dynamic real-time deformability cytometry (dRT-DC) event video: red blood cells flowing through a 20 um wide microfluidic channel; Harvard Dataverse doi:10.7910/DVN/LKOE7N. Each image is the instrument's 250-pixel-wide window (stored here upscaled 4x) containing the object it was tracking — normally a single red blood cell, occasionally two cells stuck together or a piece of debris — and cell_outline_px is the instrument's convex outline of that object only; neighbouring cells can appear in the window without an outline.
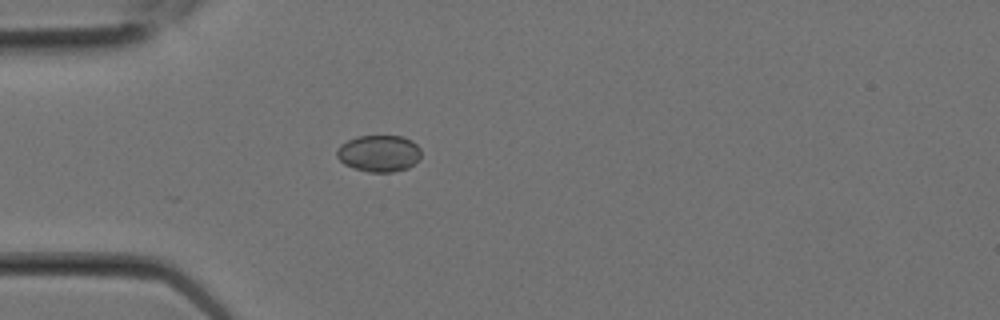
{"species": "Egyptian fruit bat (a non-hibernating species)", "species_latin": "Rousettus aegyptiacus", "temperature_condition": "room temperature", "stored_images_in_passage": 1, "camera_frame_rate_fps": 3000, "um_per_image_px": 0.085, "animal": {"sex": "female"}, "frame": {"image": 1, "passage_image": 1, "time_ms": 0.0, "image_size_px": [1000, 320], "cell_outline_px": [[420, 156], [408, 168], [392, 172], [368, 172], [344, 164], [336, 156], [336, 152], [340, 144], [356, 136], [400, 136], [412, 140], [420, 148]], "centroid_in_image_um": [32.19, 13.03], "position_along_channel_um": 52.8, "area_um2": 17.92}}